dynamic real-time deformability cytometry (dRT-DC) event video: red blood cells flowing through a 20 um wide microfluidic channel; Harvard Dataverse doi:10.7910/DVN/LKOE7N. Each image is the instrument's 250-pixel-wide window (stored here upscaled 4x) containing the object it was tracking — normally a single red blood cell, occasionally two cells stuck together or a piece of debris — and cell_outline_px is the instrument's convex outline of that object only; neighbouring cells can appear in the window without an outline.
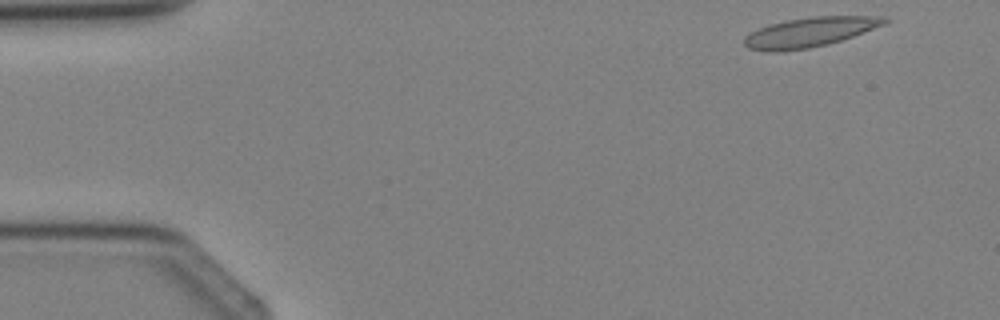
{"species": "Egyptian fruit bat (a non-hibernating species)", "species_latin": "Rousettus aegyptiacus", "temperature_condition": "cold", "stored_images_in_passage": 4, "camera_frame_rate_fps": 3000, "um_per_image_px": 0.085, "animal": {"sex": "female"}, "frame": {"image": 1, "passage_image": 1, "time_ms": 0.0, "image_size_px": [1000, 320], "cell_outline_px": [[892, 20], [884, 24], [852, 36], [828, 44], [808, 48], [780, 52], [764, 52], [748, 48], [744, 44], [744, 36], [768, 24], [788, 20], [812, 16], [880, 16]], "centroid_in_image_um": [68.78, 2.74], "position_along_channel_um": 16.2, "area_um2": 24.1}}